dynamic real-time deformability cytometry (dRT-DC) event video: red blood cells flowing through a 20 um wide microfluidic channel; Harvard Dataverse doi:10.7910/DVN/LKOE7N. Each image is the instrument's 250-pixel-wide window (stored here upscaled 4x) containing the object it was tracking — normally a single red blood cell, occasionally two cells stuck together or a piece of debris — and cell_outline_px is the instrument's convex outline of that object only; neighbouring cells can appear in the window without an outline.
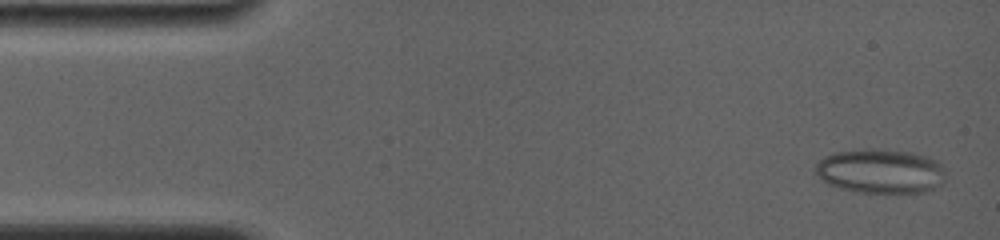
{"species": "common noctule bat (a hibernating species)", "species_latin": "Nyctalus noctula", "temperature_condition": "room temperature", "stored_images_in_passage": 8, "camera_frame_rate_fps": 4000, "um_per_image_px": 0.085, "animal": {"sex": "female", "body_mass_g": 19.0, "forearm_length_mm": 56.7}, "frame": {"image": 1, "passage_image": 2, "time_ms": 0.5, "image_size_px": [1000, 240], "cell_outline_px": [[944, 184], [924, 192], [860, 192], [840, 188], [828, 184], [820, 180], [816, 172], [816, 164], [824, 156], [836, 152], [912, 152], [936, 160], [944, 168]], "centroid_in_image_um": [74.86, 14.6], "position_along_channel_um": 10.1, "area_um2": 32.54}}
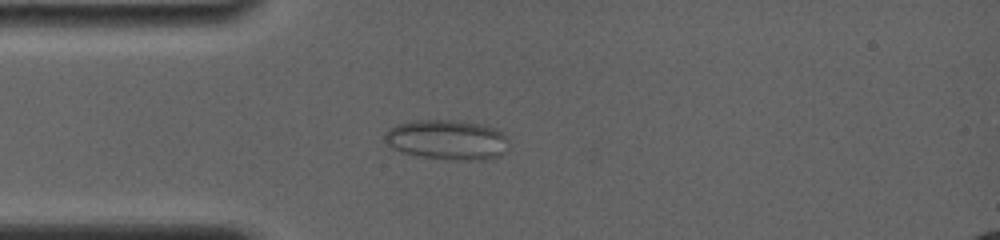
{"frame": {"image": 2, "passage_image": 7, "time_ms": 4.25, "image_size_px": [1000, 240], "cell_outline_px": [[508, 140], [504, 152], [500, 156], [484, 160], [452, 160], [424, 156], [404, 152], [392, 148], [384, 140], [384, 132], [388, 128], [396, 124], [412, 120], [460, 120], [480, 124], [496, 128], [508, 136]], "centroid_in_image_um": [38.01, 11.86], "position_along_channel_um": 47.0, "area_um2": 29.07}}